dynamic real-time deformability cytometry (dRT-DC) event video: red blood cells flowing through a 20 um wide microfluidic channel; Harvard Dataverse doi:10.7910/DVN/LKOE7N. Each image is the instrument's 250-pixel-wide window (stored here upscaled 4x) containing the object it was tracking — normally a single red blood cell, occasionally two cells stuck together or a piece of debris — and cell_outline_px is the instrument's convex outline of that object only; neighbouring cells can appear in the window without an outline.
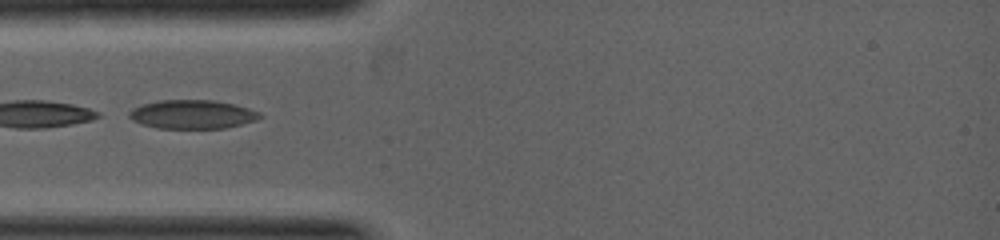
{"species": "common noctule bat (a hibernating species)", "species_latin": "Nyctalus noctula", "temperature_condition": "warm", "stored_images_in_passage": 3, "camera_frame_rate_fps": 5000, "um_per_image_px": 0.085, "animal": {"sex": "female", "body_mass_g": 19.0, "forearm_length_mm": 53.3}, "frame": {"image": 1, "passage_image": 1, "time_ms": 0.0, "image_size_px": [1000, 240], "cell_outline_px": [[264, 116], [256, 120], [224, 128], [156, 128], [132, 120], [128, 116], [128, 112], [132, 108], [140, 104], [156, 100], [212, 100], [236, 104], [260, 112]], "centroid_in_image_um": [16.33, 9.7], "position_along_channel_um": 68.7, "area_um2": 22.02}}